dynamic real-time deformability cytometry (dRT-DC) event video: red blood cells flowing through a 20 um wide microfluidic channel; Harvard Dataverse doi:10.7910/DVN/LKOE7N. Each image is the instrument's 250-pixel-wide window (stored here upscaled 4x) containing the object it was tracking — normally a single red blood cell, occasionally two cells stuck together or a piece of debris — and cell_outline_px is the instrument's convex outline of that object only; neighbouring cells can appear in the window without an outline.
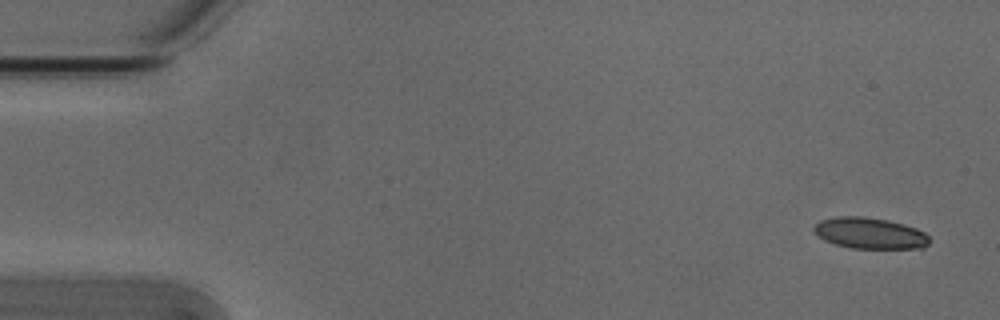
{"species": "Egyptian fruit bat (a non-hibernating species)", "species_latin": "Rousettus aegyptiacus", "temperature_condition": "cold", "stored_images_in_passage": 12, "camera_frame_rate_fps": 3000, "um_per_image_px": 0.085, "animal": {"sex": "male"}, "frame": {"image": 1, "passage_image": 1, "time_ms": 0.0, "image_size_px": [1000, 320], "cell_outline_px": [[928, 244], [924, 248], [852, 248], [836, 244], [824, 240], [812, 228], [820, 220], [836, 216], [864, 216], [888, 220], [904, 224], [916, 228], [924, 232], [928, 236]], "centroid_in_image_um": [73.94, 19.81], "position_along_channel_um": 11.1, "area_um2": 20.87}}